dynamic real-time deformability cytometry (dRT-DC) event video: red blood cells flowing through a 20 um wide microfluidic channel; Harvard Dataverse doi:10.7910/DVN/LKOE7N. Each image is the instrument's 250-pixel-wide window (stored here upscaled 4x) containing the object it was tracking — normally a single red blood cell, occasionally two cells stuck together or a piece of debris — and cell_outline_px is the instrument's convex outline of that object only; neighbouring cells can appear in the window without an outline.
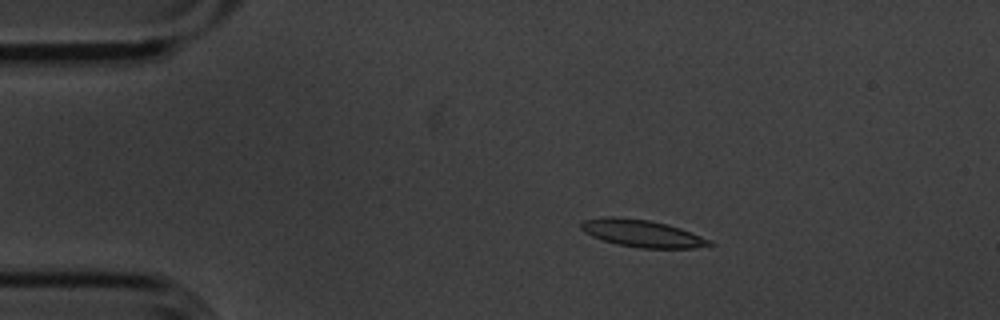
{"species": "common noctule bat (a hibernating species)", "species_latin": "Nyctalus noctula", "temperature_condition": "cold", "stored_images_in_passage": 54, "camera_frame_rate_fps": 3000, "um_per_image_px": 0.085, "animal": {"sex": "male", "body_mass_g": 20.1, "forearm_length_mm": 53.5}, "frame": {"image": 1, "passage_image": 9, "time_ms": 2.667, "image_size_px": [1000, 320], "cell_outline_px": [[716, 244], [692, 248], [640, 248], [616, 244], [592, 236], [584, 232], [580, 228], [580, 224], [584, 220], [604, 216], [616, 216], [648, 220], [668, 224], [680, 228], [712, 240]], "centroid_in_image_um": [54.57, 19.83], "position_along_channel_um": 30.4, "area_um2": 20.46}}
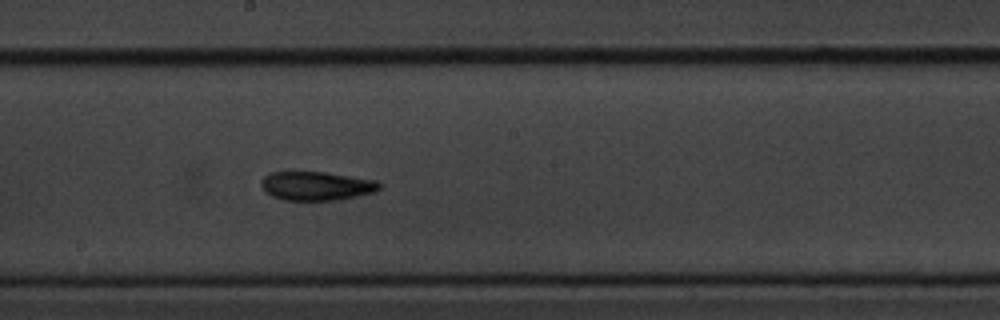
{"frame": {"image": 2, "passage_image": 29, "time_ms": 9.333, "image_size_px": [1000, 320], "cell_outline_px": [[380, 188], [372, 192], [356, 196], [332, 200], [284, 200], [272, 196], [264, 192], [260, 184], [260, 180], [264, 176], [272, 172], [324, 172], [376, 180], [380, 184]], "centroid_in_image_um": [26.83, 15.8], "position_along_channel_um": 221.4, "area_um2": 19.71}}
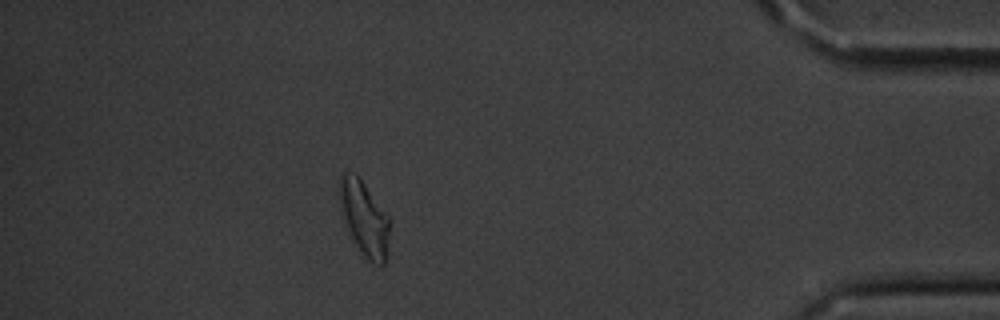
{"frame": {"image": 3, "passage_image": 48, "time_ms": 15.667, "image_size_px": [1000, 320], "cell_outline_px": [[388, 256], [384, 264], [372, 264], [360, 256], [352, 240], [340, 212], [336, 192], [340, 176], [344, 172], [356, 172], [360, 176], [388, 216]], "centroid_in_image_um": [30.9, 18.54], "position_along_channel_um": 404.3, "area_um2": 22.77}, "authors_computed_cell_mechanics": {"area_um2": 19.8832, "velocity_mm_per_s": 3.5959, "shape_relaxation_time_tau1_ms": 6.7798, "shape_relaxation_time_tau2_ms": 7.2403, "deformation_change_tau1": 0.1636, "deformation_change_tau2": 0.1572}}